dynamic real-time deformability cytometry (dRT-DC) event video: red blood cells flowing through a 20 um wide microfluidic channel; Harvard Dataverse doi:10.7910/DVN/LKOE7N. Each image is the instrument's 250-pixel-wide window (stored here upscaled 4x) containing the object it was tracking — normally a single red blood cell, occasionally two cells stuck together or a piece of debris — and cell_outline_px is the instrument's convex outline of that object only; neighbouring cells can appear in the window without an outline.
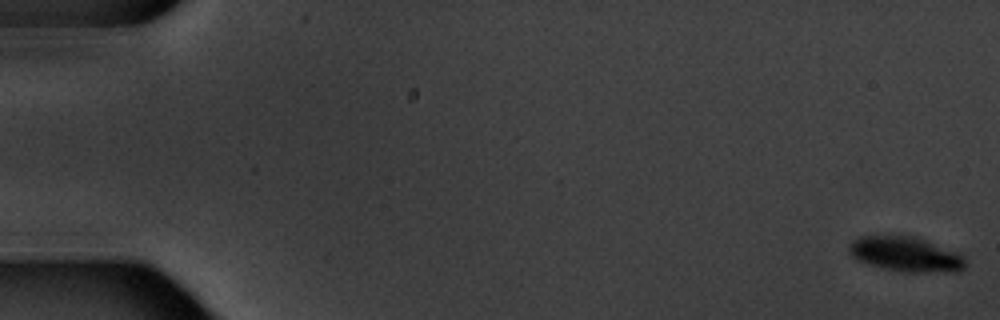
{"species": "common noctule bat (a hibernating species)", "species_latin": "Nyctalus noctula", "temperature_condition": "warm", "stored_images_in_passage": 6, "camera_frame_rate_fps": 3000, "um_per_image_px": 0.085, "animal": {"sex": "male", "body_mass_g": 20.1, "forearm_length_mm": 53.5}, "frame": {"image": 1, "passage_image": 1, "time_ms": 0.0, "image_size_px": [1000, 320], "cell_outline_px": [[964, 268], [960, 272], [904, 272], [856, 260], [848, 252], [848, 244], [852, 240], [860, 236], [896, 232], [916, 236], [960, 252], [964, 256]], "centroid_in_image_um": [76.98, 21.54], "position_along_channel_um": 8.0, "area_um2": 24.57}}
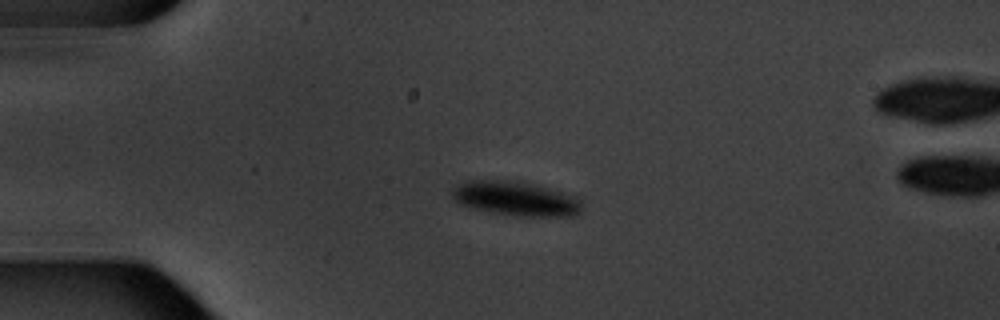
{"frame": {"image": 2, "passage_image": 5, "time_ms": 4.667, "image_size_px": [1000, 320], "cell_outline_px": [[584, 208], [576, 216], [516, 216], [468, 208], [460, 204], [452, 196], [452, 188], [464, 180], [504, 180], [532, 184], [568, 192], [576, 196], [580, 200]], "centroid_in_image_um": [43.86, 16.88], "position_along_channel_um": 41.1, "area_um2": 26.36}}